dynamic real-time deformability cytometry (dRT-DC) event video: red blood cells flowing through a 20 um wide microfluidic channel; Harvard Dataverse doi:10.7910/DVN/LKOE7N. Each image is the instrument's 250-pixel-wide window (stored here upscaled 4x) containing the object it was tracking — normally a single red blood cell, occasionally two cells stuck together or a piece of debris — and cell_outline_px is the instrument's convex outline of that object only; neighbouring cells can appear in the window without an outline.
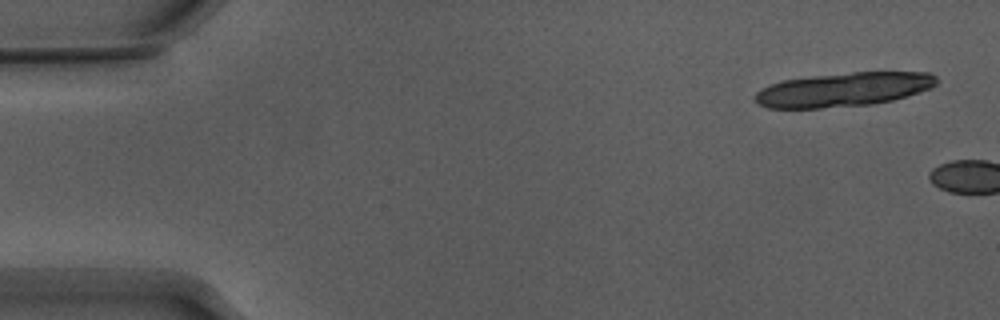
{"species": "Egyptian fruit bat (a non-hibernating species)", "species_latin": "Rousettus aegyptiacus", "temperature_condition": "warm", "stored_images_in_passage": 5, "camera_frame_rate_fps": 3000, "um_per_image_px": 0.085, "animal": {"sex": "male"}, "frame": {"image": 1, "passage_image": 3, "time_ms": 0.667, "image_size_px": [1000, 320], "cell_outline_px": [[936, 84], [932, 88], [920, 92], [892, 100], [872, 104], [820, 108], [768, 108], [752, 100], [756, 92], [772, 84], [784, 80], [812, 76], [852, 72], [928, 72], [936, 76]], "centroid_in_image_um": [71.71, 7.61], "position_along_channel_um": 13.3, "area_um2": 35.84}}